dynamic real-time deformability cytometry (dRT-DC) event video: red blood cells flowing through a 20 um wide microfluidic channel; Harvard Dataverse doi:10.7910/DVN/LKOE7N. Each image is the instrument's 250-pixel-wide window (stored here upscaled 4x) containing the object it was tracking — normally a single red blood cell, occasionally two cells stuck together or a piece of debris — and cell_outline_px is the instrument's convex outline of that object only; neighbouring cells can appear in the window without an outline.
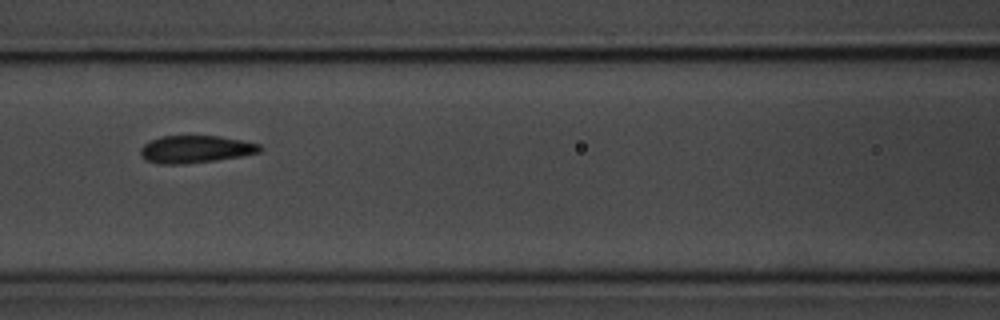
{"species": "common noctule bat (a hibernating species)", "species_latin": "Nyctalus noctula", "temperature_condition": "room temperature", "stored_images_in_passage": 16, "camera_frame_rate_fps": 3000, "um_per_image_px": 0.085, "animal": {"sex": "male", "body_mass_g": 20.1, "forearm_length_mm": 53.5}, "frame": {"image": 1, "passage_image": 7, "time_ms": 7.667, "image_size_px": [1000, 320], "cell_outline_px": [[264, 148], [260, 152], [240, 156], [216, 160], [184, 164], [160, 164], [144, 160], [140, 156], [140, 148], [144, 144], [160, 136], [220, 136], [260, 144]], "centroid_in_image_um": [16.6, 12.69], "position_along_channel_um": 150.0, "area_um2": 19.13}}
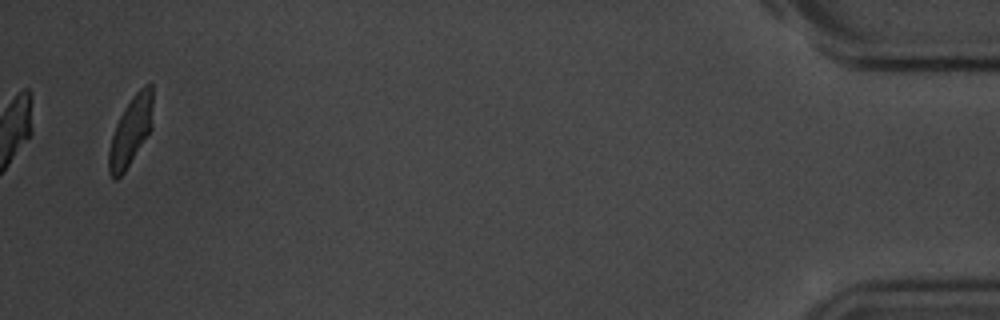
{"frame": {"image": 2, "passage_image": 16, "time_ms": 18.0, "image_size_px": [1000, 320], "cell_outline_px": [[152, 128], [124, 172], [116, 180], [112, 180], [108, 172], [108, 152], [112, 136], [116, 124], [124, 108], [132, 96], [144, 84], [152, 84]], "centroid_in_image_um": [11.1, 11.15], "position_along_channel_um": 424.1, "area_um2": 17.63}, "authors_computed_cell_mechanics": {"area_um2": 19.3052, "velocity_mm_per_s": 3.4648, "shape_relaxation_time_tau1_ms": 3.6406, "shape_relaxation_time_tau2_ms": 3.9252, "deformation_change_tau1": 0.1695, "deformation_change_tau2": 0.0854}}